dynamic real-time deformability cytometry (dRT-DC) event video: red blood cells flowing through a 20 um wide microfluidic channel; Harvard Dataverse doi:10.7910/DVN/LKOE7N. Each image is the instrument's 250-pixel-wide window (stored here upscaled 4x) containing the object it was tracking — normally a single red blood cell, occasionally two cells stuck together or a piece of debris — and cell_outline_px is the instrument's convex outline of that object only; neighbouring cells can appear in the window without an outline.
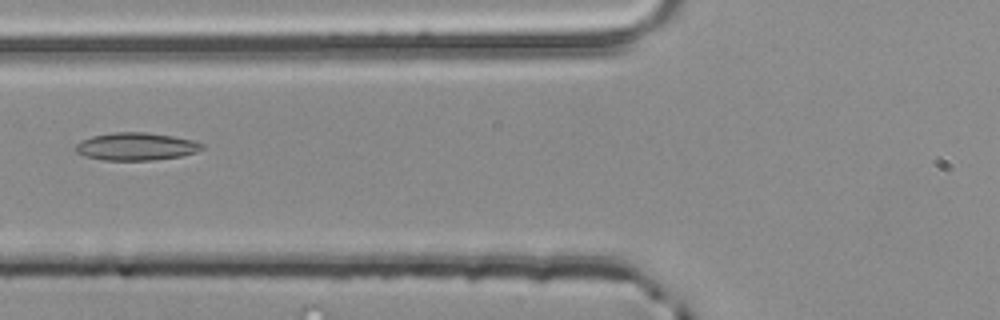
{"species": "common noctule bat (a hibernating species)", "species_latin": "Nyctalus noctula", "temperature_condition": "room temperature", "stored_images_in_passage": 5, "segment_of_instrument_passage": [2, 2], "camera_frame_rate_fps": 3000, "um_per_image_px": 0.085, "animal": {"sex": "male", "body_mass_g": 20.4}, "frame": {"image": 1, "passage_image": 5, "time_ms": 1.333, "image_size_px": [1000, 320], "cell_outline_px": [[204, 148], [196, 152], [180, 156], [152, 160], [104, 160], [84, 156], [76, 152], [76, 144], [92, 136], [112, 132], [144, 132], [172, 136], [192, 140], [204, 144]], "centroid_in_image_um": [11.57, 12.45], "position_along_channel_um": 114.2, "area_um2": 20.23}}